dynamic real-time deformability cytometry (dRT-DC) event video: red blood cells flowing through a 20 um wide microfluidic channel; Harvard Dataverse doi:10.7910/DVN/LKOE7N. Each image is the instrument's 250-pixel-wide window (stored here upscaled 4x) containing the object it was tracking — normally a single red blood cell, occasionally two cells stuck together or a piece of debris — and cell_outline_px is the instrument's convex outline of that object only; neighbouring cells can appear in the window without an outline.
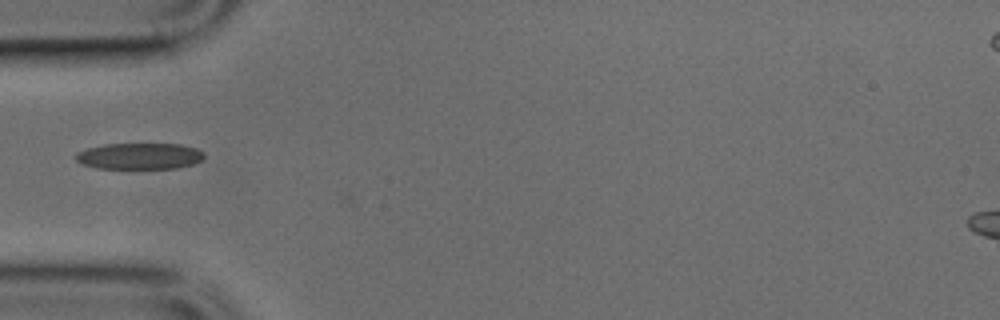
{"species": "common noctule bat (a hibernating species)", "species_latin": "Nyctalus noctula", "temperature_condition": "cold", "stored_images_in_passage": 28, "camera_frame_rate_fps": 3000, "um_per_image_px": 0.085, "animal": {"sex": "male", "body_mass_g": 17.9, "forearm_length_mm": 54.2}, "frame": {"image": 1, "passage_image": 2, "time_ms": 0.333, "image_size_px": [1000, 320], "cell_outline_px": [[204, 156], [200, 160], [192, 164], [176, 168], [96, 168], [84, 164], [76, 160], [76, 152], [88, 148], [104, 144], [180, 144], [196, 148], [204, 152]], "centroid_in_image_um": [11.86, 13.26], "position_along_channel_um": 73.1, "area_um2": 19.48}}
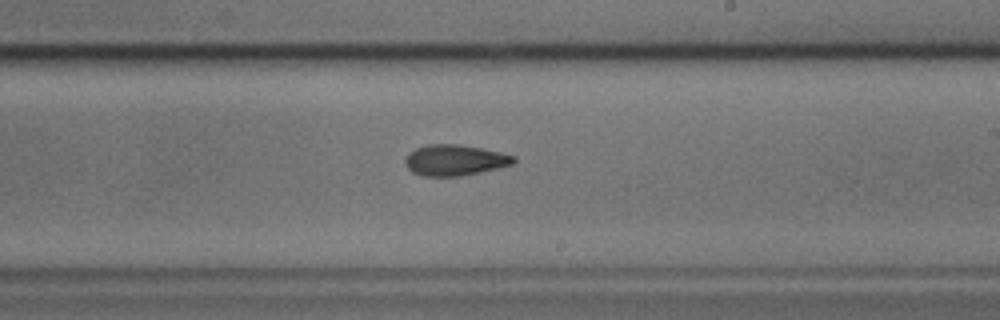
{"frame": {"image": 2, "passage_image": 15, "time_ms": 4.667, "image_size_px": [1000, 320], "cell_outline_px": [[516, 160], [512, 164], [500, 168], [460, 176], [420, 176], [412, 172], [408, 168], [404, 160], [408, 152], [416, 148], [428, 144], [456, 144], [480, 148], [500, 152], [516, 156]], "centroid_in_image_um": [38.64, 13.62], "position_along_channel_um": 250.4, "area_um2": 19.59}}
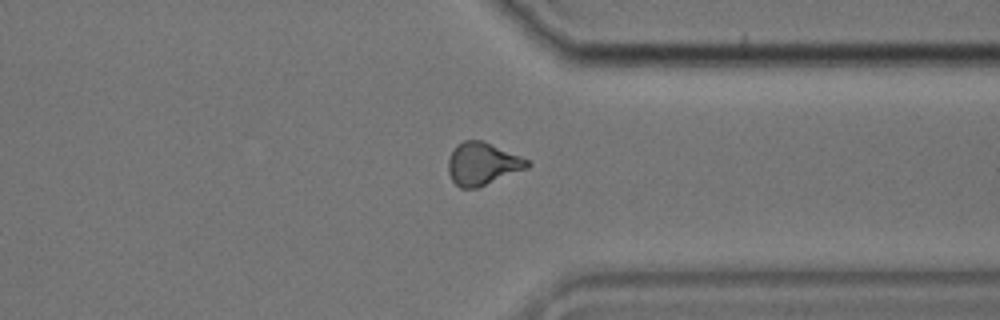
{"frame": {"image": 3, "passage_image": 24, "time_ms": 7.667, "image_size_px": [1000, 320], "cell_outline_px": [[532, 164], [528, 168], [476, 188], [460, 188], [452, 180], [448, 172], [448, 160], [456, 144], [464, 140], [480, 140], [520, 156], [528, 160]], "centroid_in_image_um": [40.99, 13.93], "position_along_channel_um": 370.4, "area_um2": 19.36}}